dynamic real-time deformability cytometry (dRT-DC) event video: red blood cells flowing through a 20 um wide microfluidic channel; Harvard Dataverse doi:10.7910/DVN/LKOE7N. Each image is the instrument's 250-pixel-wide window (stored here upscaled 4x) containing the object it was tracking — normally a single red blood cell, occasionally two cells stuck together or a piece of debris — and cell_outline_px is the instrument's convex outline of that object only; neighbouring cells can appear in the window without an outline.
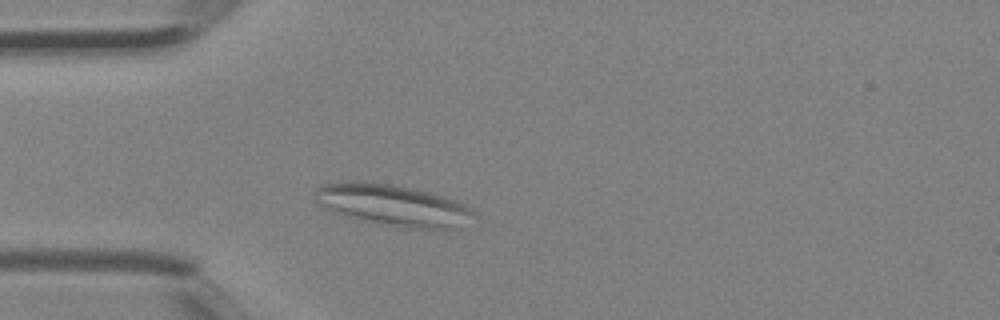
{"species": "Egyptian fruit bat (a non-hibernating species)", "species_latin": "Rousettus aegyptiacus", "temperature_condition": "room temperature", "stored_images_in_passage": 1, "camera_frame_rate_fps": 3000, "um_per_image_px": 0.085, "animal": {"sex": "female"}, "frame": {"image": 1, "passage_image": 1, "time_ms": 0.0, "image_size_px": [1000, 320], "cell_outline_px": [[476, 216], [456, 228], [408, 228], [360, 220], [344, 216], [324, 208], [316, 200], [316, 188], [324, 184], [344, 180], [356, 180], [388, 184], [428, 192], [444, 196], [464, 204], [476, 212]], "centroid_in_image_um": [33.37, 17.43], "position_along_channel_um": 51.6, "area_um2": 38.03}}